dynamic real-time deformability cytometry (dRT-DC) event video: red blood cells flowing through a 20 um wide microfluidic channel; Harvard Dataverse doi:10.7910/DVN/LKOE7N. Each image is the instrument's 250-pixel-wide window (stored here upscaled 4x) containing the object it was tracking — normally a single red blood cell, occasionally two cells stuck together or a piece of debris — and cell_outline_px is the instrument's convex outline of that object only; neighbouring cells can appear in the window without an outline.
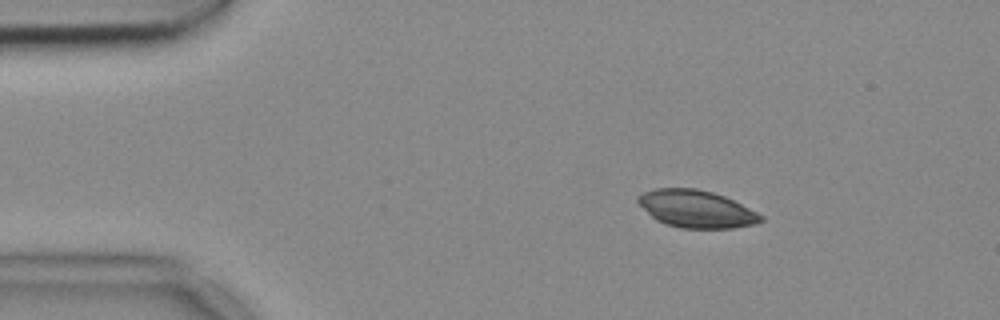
{"species": "common noctule bat (a hibernating species)", "species_latin": "Nyctalus noctula", "temperature_condition": "cold", "stored_images_in_passage": 46, "camera_frame_rate_fps": 3000, "um_per_image_px": 0.085, "animal": {"sex": "female", "body_mass_g": 18.4}, "frame": {"image": 1, "passage_image": 1, "time_ms": 0.0, "image_size_px": [1000, 320], "cell_outline_px": [[764, 220], [752, 224], [732, 228], [680, 228], [664, 224], [656, 220], [636, 200], [644, 192], [656, 188], [696, 188], [712, 192], [724, 196], [764, 216]], "centroid_in_image_um": [59.18, 17.76], "position_along_channel_um": 25.8, "area_um2": 26.41}}
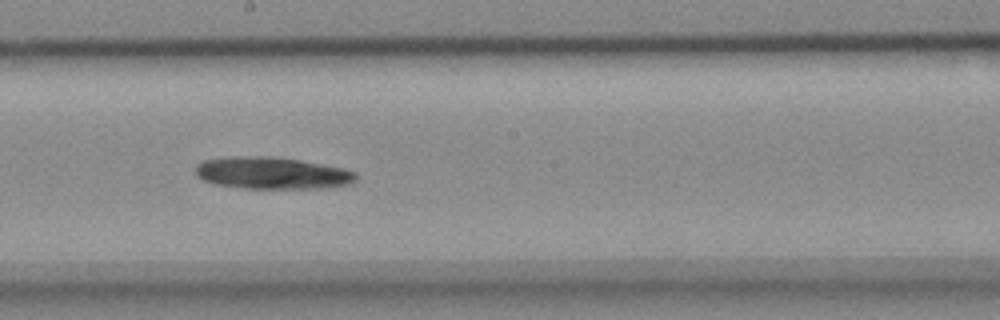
{"frame": {"image": 2, "passage_image": 22, "time_ms": 7.0, "image_size_px": [1000, 320], "cell_outline_px": [[356, 180], [352, 184], [320, 188], [244, 188], [216, 184], [204, 180], [196, 172], [196, 164], [204, 160], [228, 156], [268, 156], [300, 160], [340, 168], [356, 172]], "centroid_in_image_um": [23.12, 14.7], "position_along_channel_um": 225.1, "area_um2": 29.65}}
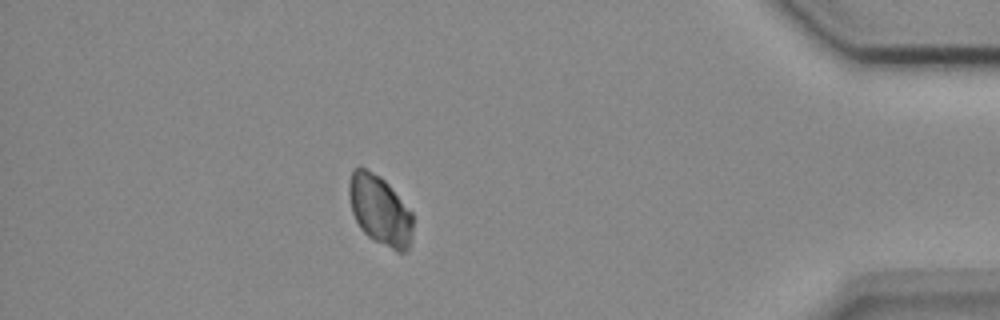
{"frame": {"image": 3, "passage_image": 40, "time_ms": 13.0, "image_size_px": [1000, 320], "cell_outline_px": [[412, 240], [408, 252], [396, 252], [368, 236], [360, 228], [352, 212], [348, 192], [348, 184], [352, 172], [356, 168], [364, 168], [380, 176], [388, 184], [412, 212]], "centroid_in_image_um": [32.31, 17.9], "position_along_channel_um": 402.9, "area_um2": 25.89}}